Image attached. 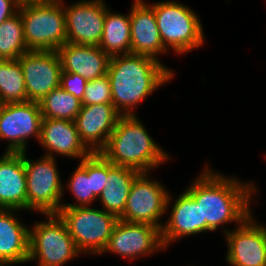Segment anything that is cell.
I'll list each match as a JSON object with an SVG mask.
<instances>
[{
	"label": "cell",
	"mask_w": 266,
	"mask_h": 266,
	"mask_svg": "<svg viewBox=\"0 0 266 266\" xmlns=\"http://www.w3.org/2000/svg\"><path fill=\"white\" fill-rule=\"evenodd\" d=\"M205 169L185 190L201 206L202 232H213L229 222L241 224L251 215L249 205L255 185Z\"/></svg>",
	"instance_id": "obj_1"
},
{
	"label": "cell",
	"mask_w": 266,
	"mask_h": 266,
	"mask_svg": "<svg viewBox=\"0 0 266 266\" xmlns=\"http://www.w3.org/2000/svg\"><path fill=\"white\" fill-rule=\"evenodd\" d=\"M107 76L114 108L121 116H131V110L168 82L173 72L160 61L131 53L110 57Z\"/></svg>",
	"instance_id": "obj_2"
},
{
	"label": "cell",
	"mask_w": 266,
	"mask_h": 266,
	"mask_svg": "<svg viewBox=\"0 0 266 266\" xmlns=\"http://www.w3.org/2000/svg\"><path fill=\"white\" fill-rule=\"evenodd\" d=\"M100 153L112 164L140 173H149L151 169L170 159L135 115L119 117Z\"/></svg>",
	"instance_id": "obj_3"
},
{
	"label": "cell",
	"mask_w": 266,
	"mask_h": 266,
	"mask_svg": "<svg viewBox=\"0 0 266 266\" xmlns=\"http://www.w3.org/2000/svg\"><path fill=\"white\" fill-rule=\"evenodd\" d=\"M63 0L21 3L24 39L28 50L57 51L67 42Z\"/></svg>",
	"instance_id": "obj_4"
},
{
	"label": "cell",
	"mask_w": 266,
	"mask_h": 266,
	"mask_svg": "<svg viewBox=\"0 0 266 266\" xmlns=\"http://www.w3.org/2000/svg\"><path fill=\"white\" fill-rule=\"evenodd\" d=\"M154 9L159 34L164 47L176 54H185L204 43L200 20L188 6L177 1H161L150 5Z\"/></svg>",
	"instance_id": "obj_5"
},
{
	"label": "cell",
	"mask_w": 266,
	"mask_h": 266,
	"mask_svg": "<svg viewBox=\"0 0 266 266\" xmlns=\"http://www.w3.org/2000/svg\"><path fill=\"white\" fill-rule=\"evenodd\" d=\"M57 214L65 223L80 253L101 254L119 218L105 210L86 207L61 208Z\"/></svg>",
	"instance_id": "obj_6"
},
{
	"label": "cell",
	"mask_w": 266,
	"mask_h": 266,
	"mask_svg": "<svg viewBox=\"0 0 266 266\" xmlns=\"http://www.w3.org/2000/svg\"><path fill=\"white\" fill-rule=\"evenodd\" d=\"M46 217L48 221L38 222L30 229L28 261L39 260V266L65 265L81 253L60 216L46 214Z\"/></svg>",
	"instance_id": "obj_7"
},
{
	"label": "cell",
	"mask_w": 266,
	"mask_h": 266,
	"mask_svg": "<svg viewBox=\"0 0 266 266\" xmlns=\"http://www.w3.org/2000/svg\"><path fill=\"white\" fill-rule=\"evenodd\" d=\"M30 161L24 152L27 182V210H37L43 215L57 214L61 209L63 186L55 165V158L42 156ZM61 203V204H60Z\"/></svg>",
	"instance_id": "obj_8"
},
{
	"label": "cell",
	"mask_w": 266,
	"mask_h": 266,
	"mask_svg": "<svg viewBox=\"0 0 266 266\" xmlns=\"http://www.w3.org/2000/svg\"><path fill=\"white\" fill-rule=\"evenodd\" d=\"M148 173H140L134 180L123 214L119 219L132 223H145L158 228V222L169 208L171 196L164 186L148 179Z\"/></svg>",
	"instance_id": "obj_9"
},
{
	"label": "cell",
	"mask_w": 266,
	"mask_h": 266,
	"mask_svg": "<svg viewBox=\"0 0 266 266\" xmlns=\"http://www.w3.org/2000/svg\"><path fill=\"white\" fill-rule=\"evenodd\" d=\"M42 119L39 102L0 104V139L9 140L5 152H26L30 136L39 141Z\"/></svg>",
	"instance_id": "obj_10"
},
{
	"label": "cell",
	"mask_w": 266,
	"mask_h": 266,
	"mask_svg": "<svg viewBox=\"0 0 266 266\" xmlns=\"http://www.w3.org/2000/svg\"><path fill=\"white\" fill-rule=\"evenodd\" d=\"M28 101L40 102L60 87L62 63L58 51L29 50L19 59Z\"/></svg>",
	"instance_id": "obj_11"
},
{
	"label": "cell",
	"mask_w": 266,
	"mask_h": 266,
	"mask_svg": "<svg viewBox=\"0 0 266 266\" xmlns=\"http://www.w3.org/2000/svg\"><path fill=\"white\" fill-rule=\"evenodd\" d=\"M165 249L161 229L145 223H132L119 219L104 252L134 259Z\"/></svg>",
	"instance_id": "obj_12"
},
{
	"label": "cell",
	"mask_w": 266,
	"mask_h": 266,
	"mask_svg": "<svg viewBox=\"0 0 266 266\" xmlns=\"http://www.w3.org/2000/svg\"><path fill=\"white\" fill-rule=\"evenodd\" d=\"M249 215L237 228L226 231V260L233 266H266V227Z\"/></svg>",
	"instance_id": "obj_13"
},
{
	"label": "cell",
	"mask_w": 266,
	"mask_h": 266,
	"mask_svg": "<svg viewBox=\"0 0 266 266\" xmlns=\"http://www.w3.org/2000/svg\"><path fill=\"white\" fill-rule=\"evenodd\" d=\"M67 42L99 46L104 29L103 0H83L64 7Z\"/></svg>",
	"instance_id": "obj_14"
},
{
	"label": "cell",
	"mask_w": 266,
	"mask_h": 266,
	"mask_svg": "<svg viewBox=\"0 0 266 266\" xmlns=\"http://www.w3.org/2000/svg\"><path fill=\"white\" fill-rule=\"evenodd\" d=\"M120 116L113 104L81 107L74 122L81 141L92 153L106 146Z\"/></svg>",
	"instance_id": "obj_15"
},
{
	"label": "cell",
	"mask_w": 266,
	"mask_h": 266,
	"mask_svg": "<svg viewBox=\"0 0 266 266\" xmlns=\"http://www.w3.org/2000/svg\"><path fill=\"white\" fill-rule=\"evenodd\" d=\"M131 53L151 57L166 53L156 22L154 9L142 0H135L130 13Z\"/></svg>",
	"instance_id": "obj_16"
},
{
	"label": "cell",
	"mask_w": 266,
	"mask_h": 266,
	"mask_svg": "<svg viewBox=\"0 0 266 266\" xmlns=\"http://www.w3.org/2000/svg\"><path fill=\"white\" fill-rule=\"evenodd\" d=\"M39 142L48 149L45 156L53 158L57 153L82 160L92 153L81 141L75 122L66 119L43 118Z\"/></svg>",
	"instance_id": "obj_17"
},
{
	"label": "cell",
	"mask_w": 266,
	"mask_h": 266,
	"mask_svg": "<svg viewBox=\"0 0 266 266\" xmlns=\"http://www.w3.org/2000/svg\"><path fill=\"white\" fill-rule=\"evenodd\" d=\"M57 51L66 73H77L87 81L107 75L110 57L99 46L66 42Z\"/></svg>",
	"instance_id": "obj_18"
},
{
	"label": "cell",
	"mask_w": 266,
	"mask_h": 266,
	"mask_svg": "<svg viewBox=\"0 0 266 266\" xmlns=\"http://www.w3.org/2000/svg\"><path fill=\"white\" fill-rule=\"evenodd\" d=\"M0 209L27 210L24 152H5L0 158Z\"/></svg>",
	"instance_id": "obj_19"
},
{
	"label": "cell",
	"mask_w": 266,
	"mask_h": 266,
	"mask_svg": "<svg viewBox=\"0 0 266 266\" xmlns=\"http://www.w3.org/2000/svg\"><path fill=\"white\" fill-rule=\"evenodd\" d=\"M15 209H0V263L18 264L28 262L30 228L14 215Z\"/></svg>",
	"instance_id": "obj_20"
},
{
	"label": "cell",
	"mask_w": 266,
	"mask_h": 266,
	"mask_svg": "<svg viewBox=\"0 0 266 266\" xmlns=\"http://www.w3.org/2000/svg\"><path fill=\"white\" fill-rule=\"evenodd\" d=\"M202 233V212L195 200L183 191L175 201L169 220L161 228L163 245L181 238L182 236Z\"/></svg>",
	"instance_id": "obj_21"
},
{
	"label": "cell",
	"mask_w": 266,
	"mask_h": 266,
	"mask_svg": "<svg viewBox=\"0 0 266 266\" xmlns=\"http://www.w3.org/2000/svg\"><path fill=\"white\" fill-rule=\"evenodd\" d=\"M140 172L108 161V176L104 190L99 195L100 202L106 212L116 215L123 214L131 186Z\"/></svg>",
	"instance_id": "obj_22"
},
{
	"label": "cell",
	"mask_w": 266,
	"mask_h": 266,
	"mask_svg": "<svg viewBox=\"0 0 266 266\" xmlns=\"http://www.w3.org/2000/svg\"><path fill=\"white\" fill-rule=\"evenodd\" d=\"M99 47L109 57L131 54L130 15L112 13L106 6L103 35Z\"/></svg>",
	"instance_id": "obj_23"
},
{
	"label": "cell",
	"mask_w": 266,
	"mask_h": 266,
	"mask_svg": "<svg viewBox=\"0 0 266 266\" xmlns=\"http://www.w3.org/2000/svg\"><path fill=\"white\" fill-rule=\"evenodd\" d=\"M26 101L24 74L19 60L0 59V104Z\"/></svg>",
	"instance_id": "obj_24"
},
{
	"label": "cell",
	"mask_w": 266,
	"mask_h": 266,
	"mask_svg": "<svg viewBox=\"0 0 266 266\" xmlns=\"http://www.w3.org/2000/svg\"><path fill=\"white\" fill-rule=\"evenodd\" d=\"M27 51L23 22L18 11L0 24V59H19Z\"/></svg>",
	"instance_id": "obj_25"
},
{
	"label": "cell",
	"mask_w": 266,
	"mask_h": 266,
	"mask_svg": "<svg viewBox=\"0 0 266 266\" xmlns=\"http://www.w3.org/2000/svg\"><path fill=\"white\" fill-rule=\"evenodd\" d=\"M43 118L74 121L81 110V100L58 87L49 92L40 102Z\"/></svg>",
	"instance_id": "obj_26"
},
{
	"label": "cell",
	"mask_w": 266,
	"mask_h": 266,
	"mask_svg": "<svg viewBox=\"0 0 266 266\" xmlns=\"http://www.w3.org/2000/svg\"><path fill=\"white\" fill-rule=\"evenodd\" d=\"M68 188L77 199L78 204L64 203L61 208L86 207L90 206V203L95 199H98L92 192L91 177H88V157L82 159L76 170H74L68 182Z\"/></svg>",
	"instance_id": "obj_27"
},
{
	"label": "cell",
	"mask_w": 266,
	"mask_h": 266,
	"mask_svg": "<svg viewBox=\"0 0 266 266\" xmlns=\"http://www.w3.org/2000/svg\"><path fill=\"white\" fill-rule=\"evenodd\" d=\"M81 103L82 106L112 104L110 79L107 75L87 82Z\"/></svg>",
	"instance_id": "obj_28"
},
{
	"label": "cell",
	"mask_w": 266,
	"mask_h": 266,
	"mask_svg": "<svg viewBox=\"0 0 266 266\" xmlns=\"http://www.w3.org/2000/svg\"><path fill=\"white\" fill-rule=\"evenodd\" d=\"M108 176V160L100 153L88 156V177H91L92 192L99 197L104 190Z\"/></svg>",
	"instance_id": "obj_29"
},
{
	"label": "cell",
	"mask_w": 266,
	"mask_h": 266,
	"mask_svg": "<svg viewBox=\"0 0 266 266\" xmlns=\"http://www.w3.org/2000/svg\"><path fill=\"white\" fill-rule=\"evenodd\" d=\"M87 82L86 79L77 73H66L61 71L60 87L79 100L83 99Z\"/></svg>",
	"instance_id": "obj_30"
},
{
	"label": "cell",
	"mask_w": 266,
	"mask_h": 266,
	"mask_svg": "<svg viewBox=\"0 0 266 266\" xmlns=\"http://www.w3.org/2000/svg\"><path fill=\"white\" fill-rule=\"evenodd\" d=\"M18 0H0V24L19 11Z\"/></svg>",
	"instance_id": "obj_31"
},
{
	"label": "cell",
	"mask_w": 266,
	"mask_h": 266,
	"mask_svg": "<svg viewBox=\"0 0 266 266\" xmlns=\"http://www.w3.org/2000/svg\"><path fill=\"white\" fill-rule=\"evenodd\" d=\"M20 3H25V2H36V1H45V0H18Z\"/></svg>",
	"instance_id": "obj_32"
}]
</instances>
